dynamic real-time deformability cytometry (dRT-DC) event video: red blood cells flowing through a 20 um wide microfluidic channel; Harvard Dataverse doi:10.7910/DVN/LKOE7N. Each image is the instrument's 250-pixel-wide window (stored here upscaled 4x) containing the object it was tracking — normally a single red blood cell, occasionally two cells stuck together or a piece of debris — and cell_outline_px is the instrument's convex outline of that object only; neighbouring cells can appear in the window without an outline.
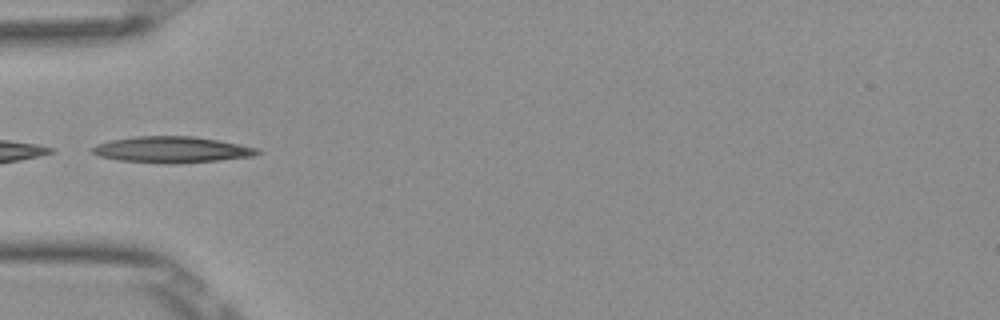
{"species": "Egyptian fruit bat (a non-hibernating species)", "species_latin": "Rousettus aegyptiacus", "temperature_condition": "room temperature", "stored_images_in_passage": 4, "camera_frame_rate_fps": 3000, "um_per_image_px": 0.085, "frame": {"image": 1, "passage_image": 1, "time_ms": 0.0, "image_size_px": [1000, 320], "cell_outline_px": [[260, 152], [256, 156], [220, 160], [176, 164], [172, 164], [120, 160], [100, 156], [92, 152], [92, 148], [96, 144], [108, 140], [136, 136], [192, 136], [216, 140], [256, 148]], "centroid_in_image_um": [14.58, 12.72], "position_along_channel_um": 70.4, "area_um2": 25.03}}